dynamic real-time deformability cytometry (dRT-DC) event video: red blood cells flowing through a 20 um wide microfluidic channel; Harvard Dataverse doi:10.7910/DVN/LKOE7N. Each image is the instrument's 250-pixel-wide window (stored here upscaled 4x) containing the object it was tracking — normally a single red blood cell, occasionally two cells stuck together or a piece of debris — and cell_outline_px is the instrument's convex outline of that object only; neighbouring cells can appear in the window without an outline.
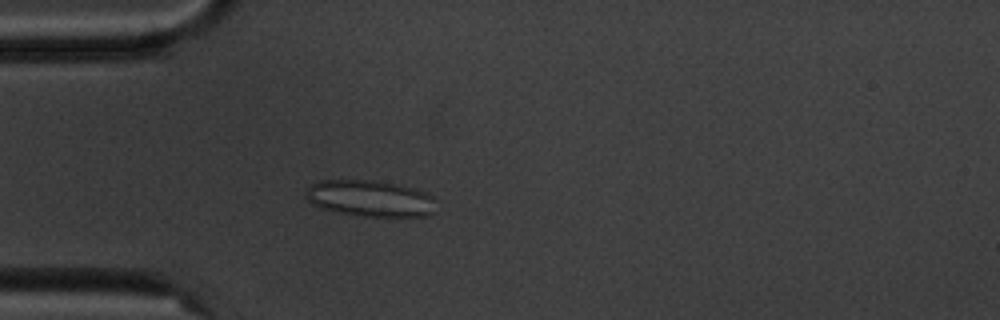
{"species": "common noctule bat (a hibernating species)", "species_latin": "Nyctalus noctula", "temperature_condition": "cold", "stored_images_in_passage": 4, "camera_frame_rate_fps": 3000, "um_per_image_px": 0.085, "animal": {"sex": "male", "body_mass_g": 20.1, "forearm_length_mm": 53.5}, "frame": {"image": 1, "passage_image": 4, "time_ms": 4.333, "image_size_px": [1000, 320], "cell_outline_px": [[440, 200], [436, 212], [424, 216], [360, 216], [320, 208], [312, 204], [308, 200], [308, 188], [312, 184], [320, 180], [368, 180], [396, 184], [412, 188], [424, 192]], "centroid_in_image_um": [31.55, 16.88], "position_along_channel_um": 53.4, "area_um2": 27.63}}